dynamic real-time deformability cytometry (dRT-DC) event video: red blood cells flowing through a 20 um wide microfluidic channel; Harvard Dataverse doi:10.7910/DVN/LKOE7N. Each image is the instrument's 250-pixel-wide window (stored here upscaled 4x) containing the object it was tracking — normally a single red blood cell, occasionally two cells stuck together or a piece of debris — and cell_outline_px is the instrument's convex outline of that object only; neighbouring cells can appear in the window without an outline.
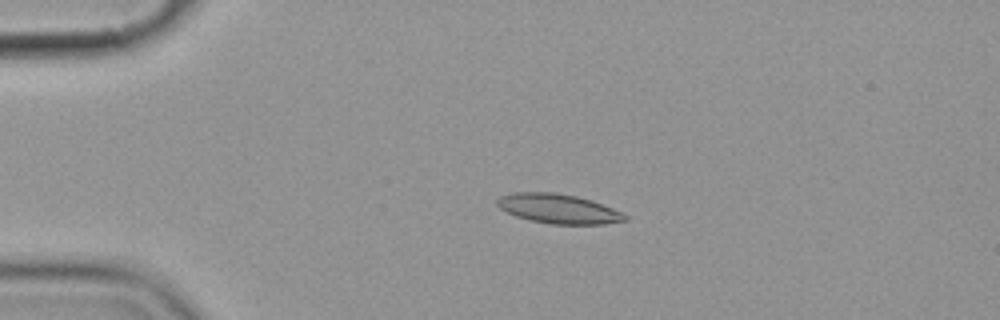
{"species": "common noctule bat (a hibernating species)", "species_latin": "Nyctalus noctula", "temperature_condition": "cold", "stored_images_in_passage": 10, "camera_frame_rate_fps": 3000, "um_per_image_px": 0.085, "animal": {"sex": "female", "body_mass_g": 19.9}, "frame": {"image": 1, "passage_image": 2, "time_ms": 1.333, "image_size_px": [1000, 320], "cell_outline_px": [[628, 220], [604, 224], [552, 224], [532, 220], [516, 216], [500, 208], [496, 204], [496, 200], [500, 196], [512, 192], [556, 192], [576, 196], [592, 200], [612, 208], [628, 216]], "centroid_in_image_um": [47.46, 17.73], "position_along_channel_um": 37.5, "area_um2": 21.91}}
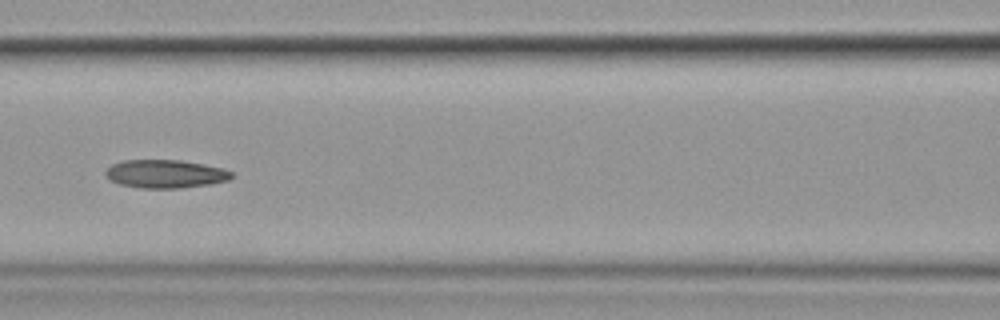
{"frame": {"image": 2, "passage_image": 6, "time_ms": 5.667, "image_size_px": [1000, 320], "cell_outline_px": [[232, 176], [228, 180], [208, 184], [180, 188], [140, 188], [120, 184], [112, 180], [104, 172], [112, 164], [124, 160], [180, 160], [224, 168], [232, 172]], "centroid_in_image_um": [14.06, 14.77], "position_along_channel_um": 152.5, "area_um2": 20.52}}
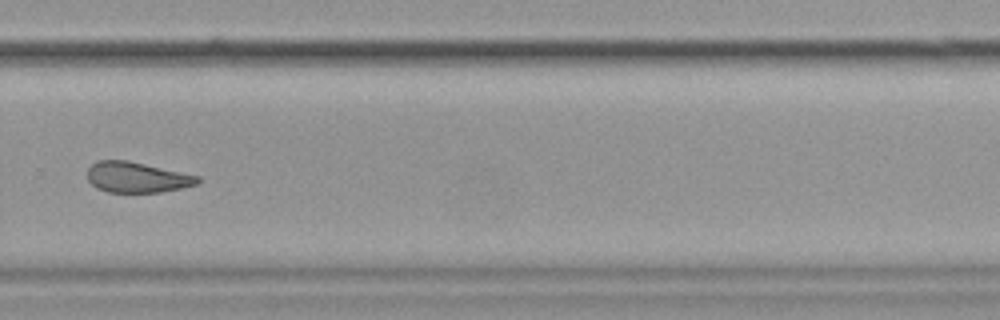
{"frame": {"image": 3, "passage_image": 10, "time_ms": 10.333, "image_size_px": [1000, 320], "cell_outline_px": [[200, 180], [196, 184], [180, 188], [160, 192], [108, 192], [96, 188], [88, 180], [88, 168], [96, 160], [128, 160], [200, 176]], "centroid_in_image_um": [11.61, 15.06], "position_along_channel_um": 318.2, "area_um2": 19.59}}